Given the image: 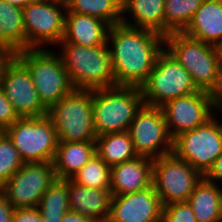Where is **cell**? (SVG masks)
<instances>
[{
    "instance_id": "6da1fadb",
    "label": "cell",
    "mask_w": 222,
    "mask_h": 222,
    "mask_svg": "<svg viewBox=\"0 0 222 222\" xmlns=\"http://www.w3.org/2000/svg\"><path fill=\"white\" fill-rule=\"evenodd\" d=\"M107 46L115 86L140 88L164 50V36L149 29L119 23L110 26Z\"/></svg>"
},
{
    "instance_id": "7a4b0ae2",
    "label": "cell",
    "mask_w": 222,
    "mask_h": 222,
    "mask_svg": "<svg viewBox=\"0 0 222 222\" xmlns=\"http://www.w3.org/2000/svg\"><path fill=\"white\" fill-rule=\"evenodd\" d=\"M164 48L190 74L196 88L219 95L222 89V71L213 45L189 37L184 32L164 36Z\"/></svg>"
},
{
    "instance_id": "3957f363",
    "label": "cell",
    "mask_w": 222,
    "mask_h": 222,
    "mask_svg": "<svg viewBox=\"0 0 222 222\" xmlns=\"http://www.w3.org/2000/svg\"><path fill=\"white\" fill-rule=\"evenodd\" d=\"M57 49L74 89L94 90L115 86L107 45L85 47L59 43Z\"/></svg>"
},
{
    "instance_id": "277c9868",
    "label": "cell",
    "mask_w": 222,
    "mask_h": 222,
    "mask_svg": "<svg viewBox=\"0 0 222 222\" xmlns=\"http://www.w3.org/2000/svg\"><path fill=\"white\" fill-rule=\"evenodd\" d=\"M144 104L140 88L114 86L92 90L94 128L97 136L125 132Z\"/></svg>"
},
{
    "instance_id": "5b68a950",
    "label": "cell",
    "mask_w": 222,
    "mask_h": 222,
    "mask_svg": "<svg viewBox=\"0 0 222 222\" xmlns=\"http://www.w3.org/2000/svg\"><path fill=\"white\" fill-rule=\"evenodd\" d=\"M51 49H27L16 53L29 70L38 97L47 110L74 90L60 55Z\"/></svg>"
},
{
    "instance_id": "8992f818",
    "label": "cell",
    "mask_w": 222,
    "mask_h": 222,
    "mask_svg": "<svg viewBox=\"0 0 222 222\" xmlns=\"http://www.w3.org/2000/svg\"><path fill=\"white\" fill-rule=\"evenodd\" d=\"M47 115L53 121L58 142L96 141L92 90L74 89L54 104Z\"/></svg>"
},
{
    "instance_id": "52a82bcc",
    "label": "cell",
    "mask_w": 222,
    "mask_h": 222,
    "mask_svg": "<svg viewBox=\"0 0 222 222\" xmlns=\"http://www.w3.org/2000/svg\"><path fill=\"white\" fill-rule=\"evenodd\" d=\"M24 163L53 162L58 139L48 115L19 118L3 131Z\"/></svg>"
},
{
    "instance_id": "ba28073f",
    "label": "cell",
    "mask_w": 222,
    "mask_h": 222,
    "mask_svg": "<svg viewBox=\"0 0 222 222\" xmlns=\"http://www.w3.org/2000/svg\"><path fill=\"white\" fill-rule=\"evenodd\" d=\"M140 90L144 104L156 107L199 91L190 74L165 48L159 54L154 68Z\"/></svg>"
},
{
    "instance_id": "9c48e42d",
    "label": "cell",
    "mask_w": 222,
    "mask_h": 222,
    "mask_svg": "<svg viewBox=\"0 0 222 222\" xmlns=\"http://www.w3.org/2000/svg\"><path fill=\"white\" fill-rule=\"evenodd\" d=\"M216 113L204 124L173 139L172 152L203 176L222 153V122H219Z\"/></svg>"
},
{
    "instance_id": "30bf717a",
    "label": "cell",
    "mask_w": 222,
    "mask_h": 222,
    "mask_svg": "<svg viewBox=\"0 0 222 222\" xmlns=\"http://www.w3.org/2000/svg\"><path fill=\"white\" fill-rule=\"evenodd\" d=\"M203 177L173 152L153 159L152 185L163 206L188 201Z\"/></svg>"
},
{
    "instance_id": "8fae6325",
    "label": "cell",
    "mask_w": 222,
    "mask_h": 222,
    "mask_svg": "<svg viewBox=\"0 0 222 222\" xmlns=\"http://www.w3.org/2000/svg\"><path fill=\"white\" fill-rule=\"evenodd\" d=\"M66 6L47 0L34 1L23 8L27 49L57 46L63 38Z\"/></svg>"
},
{
    "instance_id": "7c38bea8",
    "label": "cell",
    "mask_w": 222,
    "mask_h": 222,
    "mask_svg": "<svg viewBox=\"0 0 222 222\" xmlns=\"http://www.w3.org/2000/svg\"><path fill=\"white\" fill-rule=\"evenodd\" d=\"M128 132L138 156L155 159L173 151V139L169 135L161 107L143 104Z\"/></svg>"
},
{
    "instance_id": "4fadbf2b",
    "label": "cell",
    "mask_w": 222,
    "mask_h": 222,
    "mask_svg": "<svg viewBox=\"0 0 222 222\" xmlns=\"http://www.w3.org/2000/svg\"><path fill=\"white\" fill-rule=\"evenodd\" d=\"M56 179L53 162L24 163L0 192L14 208H37L41 197Z\"/></svg>"
},
{
    "instance_id": "5bb4252c",
    "label": "cell",
    "mask_w": 222,
    "mask_h": 222,
    "mask_svg": "<svg viewBox=\"0 0 222 222\" xmlns=\"http://www.w3.org/2000/svg\"><path fill=\"white\" fill-rule=\"evenodd\" d=\"M169 135L172 139L185 131L204 124L216 112V97L198 91L169 100L161 106Z\"/></svg>"
},
{
    "instance_id": "9a60e30c",
    "label": "cell",
    "mask_w": 222,
    "mask_h": 222,
    "mask_svg": "<svg viewBox=\"0 0 222 222\" xmlns=\"http://www.w3.org/2000/svg\"><path fill=\"white\" fill-rule=\"evenodd\" d=\"M0 85L19 118L48 114L38 97L29 70L17 57L6 68Z\"/></svg>"
},
{
    "instance_id": "2e32d148",
    "label": "cell",
    "mask_w": 222,
    "mask_h": 222,
    "mask_svg": "<svg viewBox=\"0 0 222 222\" xmlns=\"http://www.w3.org/2000/svg\"><path fill=\"white\" fill-rule=\"evenodd\" d=\"M163 205L154 186L112 196L107 222H161Z\"/></svg>"
},
{
    "instance_id": "e0dca14e",
    "label": "cell",
    "mask_w": 222,
    "mask_h": 222,
    "mask_svg": "<svg viewBox=\"0 0 222 222\" xmlns=\"http://www.w3.org/2000/svg\"><path fill=\"white\" fill-rule=\"evenodd\" d=\"M153 159L137 156L111 167L110 191L120 196L142 191L152 186Z\"/></svg>"
},
{
    "instance_id": "ac0fdd59",
    "label": "cell",
    "mask_w": 222,
    "mask_h": 222,
    "mask_svg": "<svg viewBox=\"0 0 222 222\" xmlns=\"http://www.w3.org/2000/svg\"><path fill=\"white\" fill-rule=\"evenodd\" d=\"M110 25L93 16L66 12L64 34L60 43L85 47L107 45Z\"/></svg>"
},
{
    "instance_id": "d6986e66",
    "label": "cell",
    "mask_w": 222,
    "mask_h": 222,
    "mask_svg": "<svg viewBox=\"0 0 222 222\" xmlns=\"http://www.w3.org/2000/svg\"><path fill=\"white\" fill-rule=\"evenodd\" d=\"M69 210L91 218L94 222H107L111 191L87 188L67 179Z\"/></svg>"
},
{
    "instance_id": "ffe728a7",
    "label": "cell",
    "mask_w": 222,
    "mask_h": 222,
    "mask_svg": "<svg viewBox=\"0 0 222 222\" xmlns=\"http://www.w3.org/2000/svg\"><path fill=\"white\" fill-rule=\"evenodd\" d=\"M164 2L165 0H122L121 23L165 36ZM127 14L128 17H125Z\"/></svg>"
},
{
    "instance_id": "44dd1931",
    "label": "cell",
    "mask_w": 222,
    "mask_h": 222,
    "mask_svg": "<svg viewBox=\"0 0 222 222\" xmlns=\"http://www.w3.org/2000/svg\"><path fill=\"white\" fill-rule=\"evenodd\" d=\"M183 32L213 46L221 42L222 0H204Z\"/></svg>"
},
{
    "instance_id": "7402d4cb",
    "label": "cell",
    "mask_w": 222,
    "mask_h": 222,
    "mask_svg": "<svg viewBox=\"0 0 222 222\" xmlns=\"http://www.w3.org/2000/svg\"><path fill=\"white\" fill-rule=\"evenodd\" d=\"M95 154V141L58 142L53 160L57 179H71Z\"/></svg>"
},
{
    "instance_id": "603a6c76",
    "label": "cell",
    "mask_w": 222,
    "mask_h": 222,
    "mask_svg": "<svg viewBox=\"0 0 222 222\" xmlns=\"http://www.w3.org/2000/svg\"><path fill=\"white\" fill-rule=\"evenodd\" d=\"M187 202L197 222H222V187L219 184L203 177Z\"/></svg>"
},
{
    "instance_id": "cb8c5ba5",
    "label": "cell",
    "mask_w": 222,
    "mask_h": 222,
    "mask_svg": "<svg viewBox=\"0 0 222 222\" xmlns=\"http://www.w3.org/2000/svg\"><path fill=\"white\" fill-rule=\"evenodd\" d=\"M96 154L109 167L129 161L138 156L128 131L106 133L96 138Z\"/></svg>"
},
{
    "instance_id": "d4e9b609",
    "label": "cell",
    "mask_w": 222,
    "mask_h": 222,
    "mask_svg": "<svg viewBox=\"0 0 222 222\" xmlns=\"http://www.w3.org/2000/svg\"><path fill=\"white\" fill-rule=\"evenodd\" d=\"M0 43L16 53L26 50L23 8L0 0Z\"/></svg>"
},
{
    "instance_id": "484cf974",
    "label": "cell",
    "mask_w": 222,
    "mask_h": 222,
    "mask_svg": "<svg viewBox=\"0 0 222 222\" xmlns=\"http://www.w3.org/2000/svg\"><path fill=\"white\" fill-rule=\"evenodd\" d=\"M37 208L44 222H60L69 211L67 179H56L41 197Z\"/></svg>"
},
{
    "instance_id": "4316f807",
    "label": "cell",
    "mask_w": 222,
    "mask_h": 222,
    "mask_svg": "<svg viewBox=\"0 0 222 222\" xmlns=\"http://www.w3.org/2000/svg\"><path fill=\"white\" fill-rule=\"evenodd\" d=\"M66 12L93 16L113 26L122 21V1L70 0Z\"/></svg>"
},
{
    "instance_id": "83f0119b",
    "label": "cell",
    "mask_w": 222,
    "mask_h": 222,
    "mask_svg": "<svg viewBox=\"0 0 222 222\" xmlns=\"http://www.w3.org/2000/svg\"><path fill=\"white\" fill-rule=\"evenodd\" d=\"M204 0H165V36L172 32H183L191 23Z\"/></svg>"
},
{
    "instance_id": "f1b7e54d",
    "label": "cell",
    "mask_w": 222,
    "mask_h": 222,
    "mask_svg": "<svg viewBox=\"0 0 222 222\" xmlns=\"http://www.w3.org/2000/svg\"><path fill=\"white\" fill-rule=\"evenodd\" d=\"M111 167L95 154L71 180L92 189L110 190Z\"/></svg>"
},
{
    "instance_id": "f546056e",
    "label": "cell",
    "mask_w": 222,
    "mask_h": 222,
    "mask_svg": "<svg viewBox=\"0 0 222 222\" xmlns=\"http://www.w3.org/2000/svg\"><path fill=\"white\" fill-rule=\"evenodd\" d=\"M17 149L8 136L0 131V188L23 166Z\"/></svg>"
},
{
    "instance_id": "4dcf8cb0",
    "label": "cell",
    "mask_w": 222,
    "mask_h": 222,
    "mask_svg": "<svg viewBox=\"0 0 222 222\" xmlns=\"http://www.w3.org/2000/svg\"><path fill=\"white\" fill-rule=\"evenodd\" d=\"M161 222H197L190 204L176 202L163 206Z\"/></svg>"
},
{
    "instance_id": "1f68e13d",
    "label": "cell",
    "mask_w": 222,
    "mask_h": 222,
    "mask_svg": "<svg viewBox=\"0 0 222 222\" xmlns=\"http://www.w3.org/2000/svg\"><path fill=\"white\" fill-rule=\"evenodd\" d=\"M18 119L19 116L14 111L12 103L7 99L0 85V131H4Z\"/></svg>"
},
{
    "instance_id": "d6a6232c",
    "label": "cell",
    "mask_w": 222,
    "mask_h": 222,
    "mask_svg": "<svg viewBox=\"0 0 222 222\" xmlns=\"http://www.w3.org/2000/svg\"><path fill=\"white\" fill-rule=\"evenodd\" d=\"M12 222H44L38 208H15Z\"/></svg>"
},
{
    "instance_id": "836d02e7",
    "label": "cell",
    "mask_w": 222,
    "mask_h": 222,
    "mask_svg": "<svg viewBox=\"0 0 222 222\" xmlns=\"http://www.w3.org/2000/svg\"><path fill=\"white\" fill-rule=\"evenodd\" d=\"M15 57L16 52L12 48L0 43V81L5 74L6 68Z\"/></svg>"
},
{
    "instance_id": "e575fe53",
    "label": "cell",
    "mask_w": 222,
    "mask_h": 222,
    "mask_svg": "<svg viewBox=\"0 0 222 222\" xmlns=\"http://www.w3.org/2000/svg\"><path fill=\"white\" fill-rule=\"evenodd\" d=\"M208 181L222 185V153L215 160L212 168L204 176Z\"/></svg>"
},
{
    "instance_id": "d590c367",
    "label": "cell",
    "mask_w": 222,
    "mask_h": 222,
    "mask_svg": "<svg viewBox=\"0 0 222 222\" xmlns=\"http://www.w3.org/2000/svg\"><path fill=\"white\" fill-rule=\"evenodd\" d=\"M15 208L8 199L0 192V222H12Z\"/></svg>"
},
{
    "instance_id": "8d00e7d4",
    "label": "cell",
    "mask_w": 222,
    "mask_h": 222,
    "mask_svg": "<svg viewBox=\"0 0 222 222\" xmlns=\"http://www.w3.org/2000/svg\"><path fill=\"white\" fill-rule=\"evenodd\" d=\"M60 222H94L91 218L83 216L80 213L68 211L62 217Z\"/></svg>"
},
{
    "instance_id": "74e56055",
    "label": "cell",
    "mask_w": 222,
    "mask_h": 222,
    "mask_svg": "<svg viewBox=\"0 0 222 222\" xmlns=\"http://www.w3.org/2000/svg\"><path fill=\"white\" fill-rule=\"evenodd\" d=\"M4 1L11 4V5L18 6L20 8H24L28 4H30L34 1H37V0H4Z\"/></svg>"
},
{
    "instance_id": "f35d334b",
    "label": "cell",
    "mask_w": 222,
    "mask_h": 222,
    "mask_svg": "<svg viewBox=\"0 0 222 222\" xmlns=\"http://www.w3.org/2000/svg\"><path fill=\"white\" fill-rule=\"evenodd\" d=\"M214 47H215L217 58L219 60L220 68L222 71V41L217 43Z\"/></svg>"
},
{
    "instance_id": "ab89813d",
    "label": "cell",
    "mask_w": 222,
    "mask_h": 222,
    "mask_svg": "<svg viewBox=\"0 0 222 222\" xmlns=\"http://www.w3.org/2000/svg\"><path fill=\"white\" fill-rule=\"evenodd\" d=\"M216 106H217V110L219 113L221 111L222 113V89L221 92L219 93V95L216 97Z\"/></svg>"
},
{
    "instance_id": "60d3db41",
    "label": "cell",
    "mask_w": 222,
    "mask_h": 222,
    "mask_svg": "<svg viewBox=\"0 0 222 222\" xmlns=\"http://www.w3.org/2000/svg\"><path fill=\"white\" fill-rule=\"evenodd\" d=\"M47 1L52 2V3L61 4L64 6H67L68 3L70 2V0H47Z\"/></svg>"
}]
</instances>
